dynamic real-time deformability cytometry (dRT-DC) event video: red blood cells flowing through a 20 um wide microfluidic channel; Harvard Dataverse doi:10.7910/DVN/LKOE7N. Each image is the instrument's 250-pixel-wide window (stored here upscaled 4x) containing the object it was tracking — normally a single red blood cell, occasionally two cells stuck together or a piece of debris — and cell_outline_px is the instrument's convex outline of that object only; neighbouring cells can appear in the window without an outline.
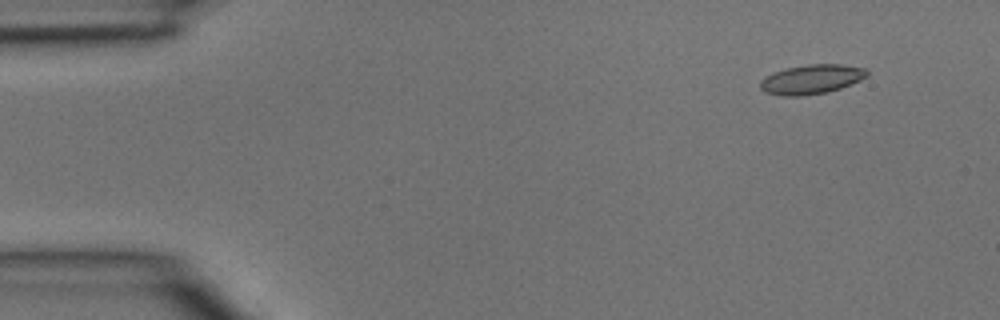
{"species": "common noctule bat (a hibernating species)", "species_latin": "Nyctalus noctula", "temperature_condition": "room temperature", "stored_images_in_passage": 4, "segment_of_instrument_passage": [2, 2], "camera_frame_rate_fps": 3000, "um_per_image_px": 0.085, "animal": {"sex": "male", "body_mass_g": 15.6}, "frame": {"image": 1, "passage_image": 4, "time_ms": 1.0, "image_size_px": [1000, 320], "cell_outline_px": [[868, 76], [860, 80], [840, 88], [828, 92], [800, 96], [780, 96], [764, 92], [760, 88], [760, 80], [764, 76], [772, 72], [788, 68], [808, 64], [840, 64], [868, 68]], "centroid_in_image_um": [68.96, 6.74], "position_along_channel_um": 16.0, "area_um2": 18.5}}